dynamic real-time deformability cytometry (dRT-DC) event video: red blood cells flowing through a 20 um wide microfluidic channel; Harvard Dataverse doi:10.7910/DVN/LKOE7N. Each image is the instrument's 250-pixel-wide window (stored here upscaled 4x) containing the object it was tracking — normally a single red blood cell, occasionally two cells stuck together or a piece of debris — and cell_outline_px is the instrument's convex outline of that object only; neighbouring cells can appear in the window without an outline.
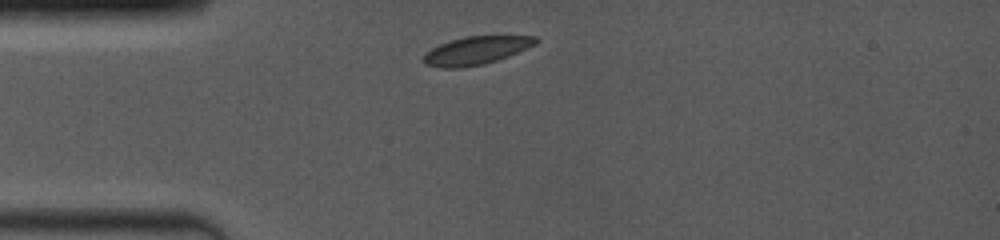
{"species": "common noctule bat (a hibernating species)", "species_latin": "Nyctalus noctula", "temperature_condition": "room temperature", "stored_images_in_passage": 32, "camera_frame_rate_fps": 4000, "um_per_image_px": 0.085, "animal": {"sex": "female", "body_mass_g": 19.0, "forearm_length_mm": 53.3}, "frame": {"image": 1, "passage_image": 1, "time_ms": 0.0, "image_size_px": [1000, 240], "cell_outline_px": [[540, 40], [536, 44], [508, 56], [484, 64], [464, 68], [440, 68], [424, 64], [420, 60], [432, 48], [440, 44], [464, 36], [536, 36]], "centroid_in_image_um": [40.45, 4.3], "position_along_channel_um": 44.5, "area_um2": 18.38}}
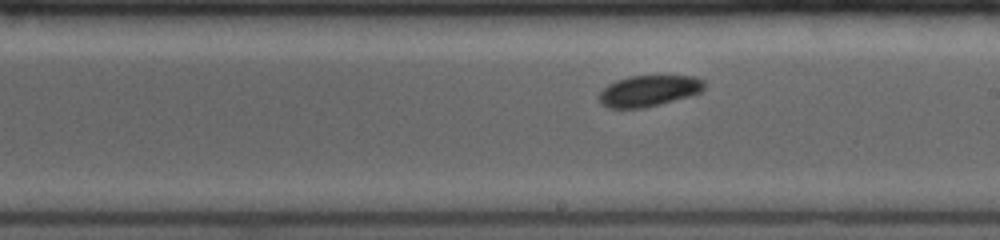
{"frame": {"image": 2, "passage_image": 14, "time_ms": 5.25, "image_size_px": [1000, 240], "cell_outline_px": [[704, 88], [700, 92], [688, 96], [660, 104], [644, 108], [608, 108], [600, 104], [596, 96], [608, 84], [616, 80], [628, 76], [696, 76], [704, 80]], "centroid_in_image_um": [55.09, 7.72], "position_along_channel_um": 233.9, "area_um2": 19.19}}
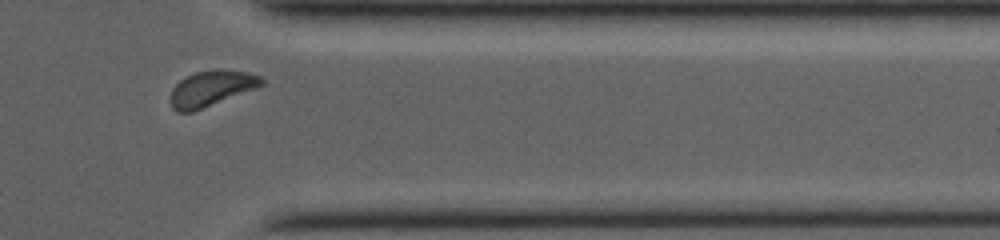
{"frame": {"image": 3, "passage_image": 28, "time_ms": 9.25, "image_size_px": [1000, 240], "cell_outline_px": [[264, 84], [260, 88], [192, 112], [176, 112], [172, 108], [172, 88], [180, 80], [196, 72], [220, 68], [224, 68], [248, 72], [260, 76], [264, 80]], "centroid_in_image_um": [18.04, 7.51], "position_along_channel_um": 393.4, "area_um2": 19.19}}